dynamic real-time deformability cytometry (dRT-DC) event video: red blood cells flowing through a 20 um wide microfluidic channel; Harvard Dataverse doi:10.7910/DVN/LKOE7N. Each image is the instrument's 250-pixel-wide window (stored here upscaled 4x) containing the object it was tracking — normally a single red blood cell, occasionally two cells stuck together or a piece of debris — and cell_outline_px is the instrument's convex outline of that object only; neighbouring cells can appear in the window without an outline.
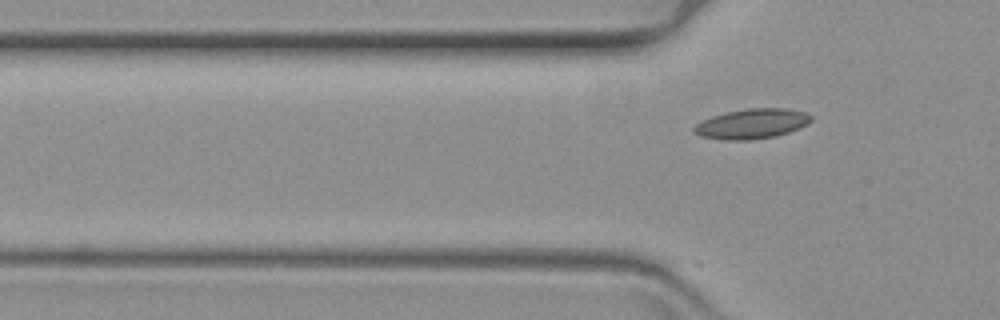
{"species": "common noctule bat (a hibernating species)", "species_latin": "Nyctalus noctula", "temperature_condition": "warm", "stored_images_in_passage": 2, "camera_frame_rate_fps": 3000, "um_per_image_px": 0.085, "animal": {"sex": "female", "body_mass_g": 19.3, "forearm_length_mm": 54.1}, "frame": {"image": 1, "passage_image": 2, "time_ms": 0.333, "image_size_px": [1000, 320], "cell_outline_px": [[812, 120], [808, 124], [800, 128], [776, 136], [748, 140], [724, 140], [700, 136], [692, 128], [696, 124], [712, 116], [728, 112], [748, 108], [784, 108], [808, 112], [812, 116]], "centroid_in_image_um": [63.96, 10.52], "position_along_channel_um": 61.8, "area_um2": 20.4}}